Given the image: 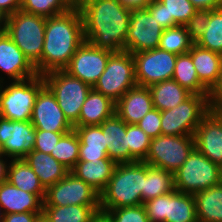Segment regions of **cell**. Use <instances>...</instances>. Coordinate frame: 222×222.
Wrapping results in <instances>:
<instances>
[{
  "label": "cell",
  "instance_id": "1",
  "mask_svg": "<svg viewBox=\"0 0 222 222\" xmlns=\"http://www.w3.org/2000/svg\"><path fill=\"white\" fill-rule=\"evenodd\" d=\"M77 7L86 42L113 53L125 51L130 9L118 0H84Z\"/></svg>",
  "mask_w": 222,
  "mask_h": 222
},
{
  "label": "cell",
  "instance_id": "2",
  "mask_svg": "<svg viewBox=\"0 0 222 222\" xmlns=\"http://www.w3.org/2000/svg\"><path fill=\"white\" fill-rule=\"evenodd\" d=\"M84 41L82 15L77 6L46 18L43 52L34 65L38 75L64 70Z\"/></svg>",
  "mask_w": 222,
  "mask_h": 222
},
{
  "label": "cell",
  "instance_id": "3",
  "mask_svg": "<svg viewBox=\"0 0 222 222\" xmlns=\"http://www.w3.org/2000/svg\"><path fill=\"white\" fill-rule=\"evenodd\" d=\"M146 163L136 161L117 164L112 177L100 193V211L144 203Z\"/></svg>",
  "mask_w": 222,
  "mask_h": 222
},
{
  "label": "cell",
  "instance_id": "4",
  "mask_svg": "<svg viewBox=\"0 0 222 222\" xmlns=\"http://www.w3.org/2000/svg\"><path fill=\"white\" fill-rule=\"evenodd\" d=\"M213 95L192 94L172 109L161 111V135L191 136L212 109Z\"/></svg>",
  "mask_w": 222,
  "mask_h": 222
},
{
  "label": "cell",
  "instance_id": "5",
  "mask_svg": "<svg viewBox=\"0 0 222 222\" xmlns=\"http://www.w3.org/2000/svg\"><path fill=\"white\" fill-rule=\"evenodd\" d=\"M46 18L18 10L8 16L5 32L35 65L43 52Z\"/></svg>",
  "mask_w": 222,
  "mask_h": 222
},
{
  "label": "cell",
  "instance_id": "6",
  "mask_svg": "<svg viewBox=\"0 0 222 222\" xmlns=\"http://www.w3.org/2000/svg\"><path fill=\"white\" fill-rule=\"evenodd\" d=\"M222 181L220 166L213 163L196 148L183 165L174 172L175 189L186 194H195L214 187Z\"/></svg>",
  "mask_w": 222,
  "mask_h": 222
},
{
  "label": "cell",
  "instance_id": "7",
  "mask_svg": "<svg viewBox=\"0 0 222 222\" xmlns=\"http://www.w3.org/2000/svg\"><path fill=\"white\" fill-rule=\"evenodd\" d=\"M45 85L42 75L12 81L1 87L0 116L13 121H30L36 96Z\"/></svg>",
  "mask_w": 222,
  "mask_h": 222
},
{
  "label": "cell",
  "instance_id": "8",
  "mask_svg": "<svg viewBox=\"0 0 222 222\" xmlns=\"http://www.w3.org/2000/svg\"><path fill=\"white\" fill-rule=\"evenodd\" d=\"M42 76L64 116L74 125L79 119L81 107L92 87L65 70H54Z\"/></svg>",
  "mask_w": 222,
  "mask_h": 222
},
{
  "label": "cell",
  "instance_id": "9",
  "mask_svg": "<svg viewBox=\"0 0 222 222\" xmlns=\"http://www.w3.org/2000/svg\"><path fill=\"white\" fill-rule=\"evenodd\" d=\"M136 85L133 56L130 52L121 51L109 57L104 72L92 88L116 103Z\"/></svg>",
  "mask_w": 222,
  "mask_h": 222
},
{
  "label": "cell",
  "instance_id": "10",
  "mask_svg": "<svg viewBox=\"0 0 222 222\" xmlns=\"http://www.w3.org/2000/svg\"><path fill=\"white\" fill-rule=\"evenodd\" d=\"M194 149V135H159L151 139L149 152L144 162L174 173L183 165Z\"/></svg>",
  "mask_w": 222,
  "mask_h": 222
},
{
  "label": "cell",
  "instance_id": "11",
  "mask_svg": "<svg viewBox=\"0 0 222 222\" xmlns=\"http://www.w3.org/2000/svg\"><path fill=\"white\" fill-rule=\"evenodd\" d=\"M150 222H198L193 194L176 189L143 203Z\"/></svg>",
  "mask_w": 222,
  "mask_h": 222
},
{
  "label": "cell",
  "instance_id": "12",
  "mask_svg": "<svg viewBox=\"0 0 222 222\" xmlns=\"http://www.w3.org/2000/svg\"><path fill=\"white\" fill-rule=\"evenodd\" d=\"M100 206V194L82 179L69 172L46 189L43 206Z\"/></svg>",
  "mask_w": 222,
  "mask_h": 222
},
{
  "label": "cell",
  "instance_id": "13",
  "mask_svg": "<svg viewBox=\"0 0 222 222\" xmlns=\"http://www.w3.org/2000/svg\"><path fill=\"white\" fill-rule=\"evenodd\" d=\"M137 85L150 87L171 80L177 55L160 48L132 54Z\"/></svg>",
  "mask_w": 222,
  "mask_h": 222
},
{
  "label": "cell",
  "instance_id": "14",
  "mask_svg": "<svg viewBox=\"0 0 222 222\" xmlns=\"http://www.w3.org/2000/svg\"><path fill=\"white\" fill-rule=\"evenodd\" d=\"M130 23L125 42V51L131 54L159 47L163 28L145 8L130 9Z\"/></svg>",
  "mask_w": 222,
  "mask_h": 222
},
{
  "label": "cell",
  "instance_id": "15",
  "mask_svg": "<svg viewBox=\"0 0 222 222\" xmlns=\"http://www.w3.org/2000/svg\"><path fill=\"white\" fill-rule=\"evenodd\" d=\"M112 54L111 51L97 48L84 41L64 70L93 87L104 72L107 61Z\"/></svg>",
  "mask_w": 222,
  "mask_h": 222
},
{
  "label": "cell",
  "instance_id": "16",
  "mask_svg": "<svg viewBox=\"0 0 222 222\" xmlns=\"http://www.w3.org/2000/svg\"><path fill=\"white\" fill-rule=\"evenodd\" d=\"M35 128L30 121H13L0 116V145L5 156L23 159L34 150Z\"/></svg>",
  "mask_w": 222,
  "mask_h": 222
},
{
  "label": "cell",
  "instance_id": "17",
  "mask_svg": "<svg viewBox=\"0 0 222 222\" xmlns=\"http://www.w3.org/2000/svg\"><path fill=\"white\" fill-rule=\"evenodd\" d=\"M30 122L35 130L70 132L73 125L64 116L54 94L44 85L38 92Z\"/></svg>",
  "mask_w": 222,
  "mask_h": 222
},
{
  "label": "cell",
  "instance_id": "18",
  "mask_svg": "<svg viewBox=\"0 0 222 222\" xmlns=\"http://www.w3.org/2000/svg\"><path fill=\"white\" fill-rule=\"evenodd\" d=\"M194 138L195 148L220 166L222 164V112L212 108L196 128Z\"/></svg>",
  "mask_w": 222,
  "mask_h": 222
},
{
  "label": "cell",
  "instance_id": "19",
  "mask_svg": "<svg viewBox=\"0 0 222 222\" xmlns=\"http://www.w3.org/2000/svg\"><path fill=\"white\" fill-rule=\"evenodd\" d=\"M0 70L12 81H22L38 75L35 66L5 31L0 34ZM0 82H3L2 78Z\"/></svg>",
  "mask_w": 222,
  "mask_h": 222
},
{
  "label": "cell",
  "instance_id": "20",
  "mask_svg": "<svg viewBox=\"0 0 222 222\" xmlns=\"http://www.w3.org/2000/svg\"><path fill=\"white\" fill-rule=\"evenodd\" d=\"M188 52L199 81L214 95L222 85V55L195 43Z\"/></svg>",
  "mask_w": 222,
  "mask_h": 222
},
{
  "label": "cell",
  "instance_id": "21",
  "mask_svg": "<svg viewBox=\"0 0 222 222\" xmlns=\"http://www.w3.org/2000/svg\"><path fill=\"white\" fill-rule=\"evenodd\" d=\"M106 139L108 157L116 164L137 160L130 154L126 123L115 113L100 125Z\"/></svg>",
  "mask_w": 222,
  "mask_h": 222
},
{
  "label": "cell",
  "instance_id": "22",
  "mask_svg": "<svg viewBox=\"0 0 222 222\" xmlns=\"http://www.w3.org/2000/svg\"><path fill=\"white\" fill-rule=\"evenodd\" d=\"M153 108L149 88L136 85L116 102L115 113L126 124H137Z\"/></svg>",
  "mask_w": 222,
  "mask_h": 222
},
{
  "label": "cell",
  "instance_id": "23",
  "mask_svg": "<svg viewBox=\"0 0 222 222\" xmlns=\"http://www.w3.org/2000/svg\"><path fill=\"white\" fill-rule=\"evenodd\" d=\"M45 195L27 193L8 181L0 184V206L4 215L11 213H42Z\"/></svg>",
  "mask_w": 222,
  "mask_h": 222
},
{
  "label": "cell",
  "instance_id": "24",
  "mask_svg": "<svg viewBox=\"0 0 222 222\" xmlns=\"http://www.w3.org/2000/svg\"><path fill=\"white\" fill-rule=\"evenodd\" d=\"M116 103L101 92L91 89L81 107L78 121L73 126L100 125L115 114Z\"/></svg>",
  "mask_w": 222,
  "mask_h": 222
},
{
  "label": "cell",
  "instance_id": "25",
  "mask_svg": "<svg viewBox=\"0 0 222 222\" xmlns=\"http://www.w3.org/2000/svg\"><path fill=\"white\" fill-rule=\"evenodd\" d=\"M116 165L111 159L78 161L70 172L100 194L112 177Z\"/></svg>",
  "mask_w": 222,
  "mask_h": 222
},
{
  "label": "cell",
  "instance_id": "26",
  "mask_svg": "<svg viewBox=\"0 0 222 222\" xmlns=\"http://www.w3.org/2000/svg\"><path fill=\"white\" fill-rule=\"evenodd\" d=\"M39 177L45 189L63 179L70 170L51 154L33 150L23 158Z\"/></svg>",
  "mask_w": 222,
  "mask_h": 222
},
{
  "label": "cell",
  "instance_id": "27",
  "mask_svg": "<svg viewBox=\"0 0 222 222\" xmlns=\"http://www.w3.org/2000/svg\"><path fill=\"white\" fill-rule=\"evenodd\" d=\"M73 127L80 140L78 161L110 159L106 139L99 125Z\"/></svg>",
  "mask_w": 222,
  "mask_h": 222
},
{
  "label": "cell",
  "instance_id": "28",
  "mask_svg": "<svg viewBox=\"0 0 222 222\" xmlns=\"http://www.w3.org/2000/svg\"><path fill=\"white\" fill-rule=\"evenodd\" d=\"M198 222H222V181L194 194Z\"/></svg>",
  "mask_w": 222,
  "mask_h": 222
},
{
  "label": "cell",
  "instance_id": "29",
  "mask_svg": "<svg viewBox=\"0 0 222 222\" xmlns=\"http://www.w3.org/2000/svg\"><path fill=\"white\" fill-rule=\"evenodd\" d=\"M148 88L153 106L159 111L172 109L192 95L173 79L156 83Z\"/></svg>",
  "mask_w": 222,
  "mask_h": 222
},
{
  "label": "cell",
  "instance_id": "30",
  "mask_svg": "<svg viewBox=\"0 0 222 222\" xmlns=\"http://www.w3.org/2000/svg\"><path fill=\"white\" fill-rule=\"evenodd\" d=\"M7 181L24 192L46 195V189L39 177L24 159H11L8 166Z\"/></svg>",
  "mask_w": 222,
  "mask_h": 222
},
{
  "label": "cell",
  "instance_id": "31",
  "mask_svg": "<svg viewBox=\"0 0 222 222\" xmlns=\"http://www.w3.org/2000/svg\"><path fill=\"white\" fill-rule=\"evenodd\" d=\"M172 79L192 94L213 95L199 81L195 66L189 52L177 55Z\"/></svg>",
  "mask_w": 222,
  "mask_h": 222
},
{
  "label": "cell",
  "instance_id": "32",
  "mask_svg": "<svg viewBox=\"0 0 222 222\" xmlns=\"http://www.w3.org/2000/svg\"><path fill=\"white\" fill-rule=\"evenodd\" d=\"M100 206H43L42 216L49 222H90Z\"/></svg>",
  "mask_w": 222,
  "mask_h": 222
},
{
  "label": "cell",
  "instance_id": "33",
  "mask_svg": "<svg viewBox=\"0 0 222 222\" xmlns=\"http://www.w3.org/2000/svg\"><path fill=\"white\" fill-rule=\"evenodd\" d=\"M175 190L174 173L146 163L144 203Z\"/></svg>",
  "mask_w": 222,
  "mask_h": 222
},
{
  "label": "cell",
  "instance_id": "34",
  "mask_svg": "<svg viewBox=\"0 0 222 222\" xmlns=\"http://www.w3.org/2000/svg\"><path fill=\"white\" fill-rule=\"evenodd\" d=\"M195 44L222 55V7L210 10L206 29Z\"/></svg>",
  "mask_w": 222,
  "mask_h": 222
},
{
  "label": "cell",
  "instance_id": "35",
  "mask_svg": "<svg viewBox=\"0 0 222 222\" xmlns=\"http://www.w3.org/2000/svg\"><path fill=\"white\" fill-rule=\"evenodd\" d=\"M193 44L186 27L177 25L163 30L158 48L179 55L187 53Z\"/></svg>",
  "mask_w": 222,
  "mask_h": 222
},
{
  "label": "cell",
  "instance_id": "36",
  "mask_svg": "<svg viewBox=\"0 0 222 222\" xmlns=\"http://www.w3.org/2000/svg\"><path fill=\"white\" fill-rule=\"evenodd\" d=\"M79 147L80 140L73 129L60 138L51 155L71 170L79 160Z\"/></svg>",
  "mask_w": 222,
  "mask_h": 222
},
{
  "label": "cell",
  "instance_id": "37",
  "mask_svg": "<svg viewBox=\"0 0 222 222\" xmlns=\"http://www.w3.org/2000/svg\"><path fill=\"white\" fill-rule=\"evenodd\" d=\"M73 7L68 0H21L20 10L48 18L63 14Z\"/></svg>",
  "mask_w": 222,
  "mask_h": 222
},
{
  "label": "cell",
  "instance_id": "38",
  "mask_svg": "<svg viewBox=\"0 0 222 222\" xmlns=\"http://www.w3.org/2000/svg\"><path fill=\"white\" fill-rule=\"evenodd\" d=\"M130 154L137 161H144L149 152L151 138L137 125L126 124Z\"/></svg>",
  "mask_w": 222,
  "mask_h": 222
},
{
  "label": "cell",
  "instance_id": "39",
  "mask_svg": "<svg viewBox=\"0 0 222 222\" xmlns=\"http://www.w3.org/2000/svg\"><path fill=\"white\" fill-rule=\"evenodd\" d=\"M165 5L167 20H173V27L185 25L196 12L189 0H159Z\"/></svg>",
  "mask_w": 222,
  "mask_h": 222
},
{
  "label": "cell",
  "instance_id": "40",
  "mask_svg": "<svg viewBox=\"0 0 222 222\" xmlns=\"http://www.w3.org/2000/svg\"><path fill=\"white\" fill-rule=\"evenodd\" d=\"M104 213L110 222H150L143 204L110 209Z\"/></svg>",
  "mask_w": 222,
  "mask_h": 222
},
{
  "label": "cell",
  "instance_id": "41",
  "mask_svg": "<svg viewBox=\"0 0 222 222\" xmlns=\"http://www.w3.org/2000/svg\"><path fill=\"white\" fill-rule=\"evenodd\" d=\"M210 15L209 9H200L191 16L190 20L184 25L189 33L190 39L196 43L202 36L208 24Z\"/></svg>",
  "mask_w": 222,
  "mask_h": 222
},
{
  "label": "cell",
  "instance_id": "42",
  "mask_svg": "<svg viewBox=\"0 0 222 222\" xmlns=\"http://www.w3.org/2000/svg\"><path fill=\"white\" fill-rule=\"evenodd\" d=\"M68 132L35 130L34 150L51 154L60 138Z\"/></svg>",
  "mask_w": 222,
  "mask_h": 222
},
{
  "label": "cell",
  "instance_id": "43",
  "mask_svg": "<svg viewBox=\"0 0 222 222\" xmlns=\"http://www.w3.org/2000/svg\"><path fill=\"white\" fill-rule=\"evenodd\" d=\"M137 125L152 139L161 135V111L153 108Z\"/></svg>",
  "mask_w": 222,
  "mask_h": 222
},
{
  "label": "cell",
  "instance_id": "44",
  "mask_svg": "<svg viewBox=\"0 0 222 222\" xmlns=\"http://www.w3.org/2000/svg\"><path fill=\"white\" fill-rule=\"evenodd\" d=\"M146 9L164 30L173 27V20H167L165 5L159 0H152Z\"/></svg>",
  "mask_w": 222,
  "mask_h": 222
},
{
  "label": "cell",
  "instance_id": "45",
  "mask_svg": "<svg viewBox=\"0 0 222 222\" xmlns=\"http://www.w3.org/2000/svg\"><path fill=\"white\" fill-rule=\"evenodd\" d=\"M42 213H11L3 216V222H38Z\"/></svg>",
  "mask_w": 222,
  "mask_h": 222
},
{
  "label": "cell",
  "instance_id": "46",
  "mask_svg": "<svg viewBox=\"0 0 222 222\" xmlns=\"http://www.w3.org/2000/svg\"><path fill=\"white\" fill-rule=\"evenodd\" d=\"M197 10L217 9L222 7V0H189Z\"/></svg>",
  "mask_w": 222,
  "mask_h": 222
},
{
  "label": "cell",
  "instance_id": "47",
  "mask_svg": "<svg viewBox=\"0 0 222 222\" xmlns=\"http://www.w3.org/2000/svg\"><path fill=\"white\" fill-rule=\"evenodd\" d=\"M0 8H2L8 15L20 10L21 0H0Z\"/></svg>",
  "mask_w": 222,
  "mask_h": 222
},
{
  "label": "cell",
  "instance_id": "48",
  "mask_svg": "<svg viewBox=\"0 0 222 222\" xmlns=\"http://www.w3.org/2000/svg\"><path fill=\"white\" fill-rule=\"evenodd\" d=\"M124 7L132 8H145L152 0H118Z\"/></svg>",
  "mask_w": 222,
  "mask_h": 222
},
{
  "label": "cell",
  "instance_id": "49",
  "mask_svg": "<svg viewBox=\"0 0 222 222\" xmlns=\"http://www.w3.org/2000/svg\"><path fill=\"white\" fill-rule=\"evenodd\" d=\"M212 108L222 112V85L213 95Z\"/></svg>",
  "mask_w": 222,
  "mask_h": 222
},
{
  "label": "cell",
  "instance_id": "50",
  "mask_svg": "<svg viewBox=\"0 0 222 222\" xmlns=\"http://www.w3.org/2000/svg\"><path fill=\"white\" fill-rule=\"evenodd\" d=\"M8 166L7 160L0 158V184L7 181Z\"/></svg>",
  "mask_w": 222,
  "mask_h": 222
},
{
  "label": "cell",
  "instance_id": "51",
  "mask_svg": "<svg viewBox=\"0 0 222 222\" xmlns=\"http://www.w3.org/2000/svg\"><path fill=\"white\" fill-rule=\"evenodd\" d=\"M90 222H110L107 215L103 212H98L96 215L90 220Z\"/></svg>",
  "mask_w": 222,
  "mask_h": 222
},
{
  "label": "cell",
  "instance_id": "52",
  "mask_svg": "<svg viewBox=\"0 0 222 222\" xmlns=\"http://www.w3.org/2000/svg\"><path fill=\"white\" fill-rule=\"evenodd\" d=\"M8 16L9 15L2 8H0V27L3 30H5V28H6Z\"/></svg>",
  "mask_w": 222,
  "mask_h": 222
},
{
  "label": "cell",
  "instance_id": "53",
  "mask_svg": "<svg viewBox=\"0 0 222 222\" xmlns=\"http://www.w3.org/2000/svg\"><path fill=\"white\" fill-rule=\"evenodd\" d=\"M73 6H78L84 0H68Z\"/></svg>",
  "mask_w": 222,
  "mask_h": 222
},
{
  "label": "cell",
  "instance_id": "54",
  "mask_svg": "<svg viewBox=\"0 0 222 222\" xmlns=\"http://www.w3.org/2000/svg\"><path fill=\"white\" fill-rule=\"evenodd\" d=\"M38 222H49V221L41 215Z\"/></svg>",
  "mask_w": 222,
  "mask_h": 222
},
{
  "label": "cell",
  "instance_id": "55",
  "mask_svg": "<svg viewBox=\"0 0 222 222\" xmlns=\"http://www.w3.org/2000/svg\"><path fill=\"white\" fill-rule=\"evenodd\" d=\"M5 157L3 150H2V146L0 145V158Z\"/></svg>",
  "mask_w": 222,
  "mask_h": 222
},
{
  "label": "cell",
  "instance_id": "56",
  "mask_svg": "<svg viewBox=\"0 0 222 222\" xmlns=\"http://www.w3.org/2000/svg\"><path fill=\"white\" fill-rule=\"evenodd\" d=\"M3 216H4V214H3V212L1 211V206H0V222H3Z\"/></svg>",
  "mask_w": 222,
  "mask_h": 222
},
{
  "label": "cell",
  "instance_id": "57",
  "mask_svg": "<svg viewBox=\"0 0 222 222\" xmlns=\"http://www.w3.org/2000/svg\"><path fill=\"white\" fill-rule=\"evenodd\" d=\"M1 83H4V82H0V95H1V87H2V84Z\"/></svg>",
  "mask_w": 222,
  "mask_h": 222
},
{
  "label": "cell",
  "instance_id": "58",
  "mask_svg": "<svg viewBox=\"0 0 222 222\" xmlns=\"http://www.w3.org/2000/svg\"><path fill=\"white\" fill-rule=\"evenodd\" d=\"M4 30L0 27V34L3 32Z\"/></svg>",
  "mask_w": 222,
  "mask_h": 222
}]
</instances>
